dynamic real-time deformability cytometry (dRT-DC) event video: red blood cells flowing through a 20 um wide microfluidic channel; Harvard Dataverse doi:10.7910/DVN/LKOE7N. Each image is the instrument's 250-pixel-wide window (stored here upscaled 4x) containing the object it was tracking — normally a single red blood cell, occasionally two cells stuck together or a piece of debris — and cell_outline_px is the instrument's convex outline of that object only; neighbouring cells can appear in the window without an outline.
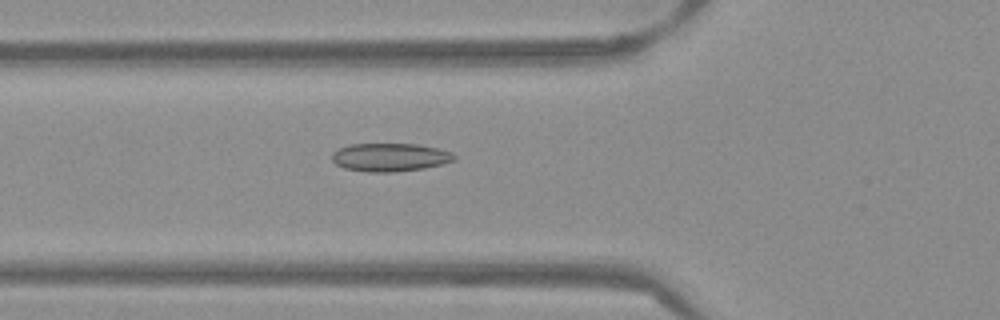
{"species": "Egyptian fruit bat (a non-hibernating species)", "species_latin": "Rousettus aegyptiacus", "temperature_condition": "warm", "stored_images_in_passage": 52, "camera_frame_rate_fps": 3000, "um_per_image_px": 0.085, "frame": {"image": 1, "passage_image": 19, "time_ms": 6.0, "image_size_px": [1000, 320], "cell_outline_px": [[456, 160], [424, 168], [392, 172], [368, 172], [344, 168], [336, 164], [332, 160], [332, 152], [348, 144], [420, 144], [452, 152], [456, 156]], "centroid_in_image_um": [33.14, 13.36], "position_along_channel_um": 92.7, "area_um2": 20.11}}
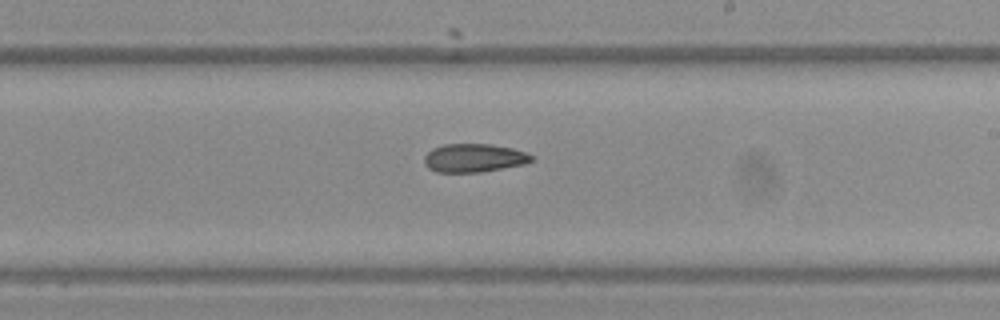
{"frame": {"image": 2, "passage_image": 31, "time_ms": 10.0, "image_size_px": [1000, 320], "cell_outline_px": [[536, 160], [524, 164], [484, 172], [436, 172], [428, 168], [424, 164], [424, 156], [432, 148], [444, 144], [492, 144], [512, 148], [528, 152], [536, 156]], "centroid_in_image_um": [40.34, 13.42], "position_along_channel_um": 248.7, "area_um2": 18.15}}
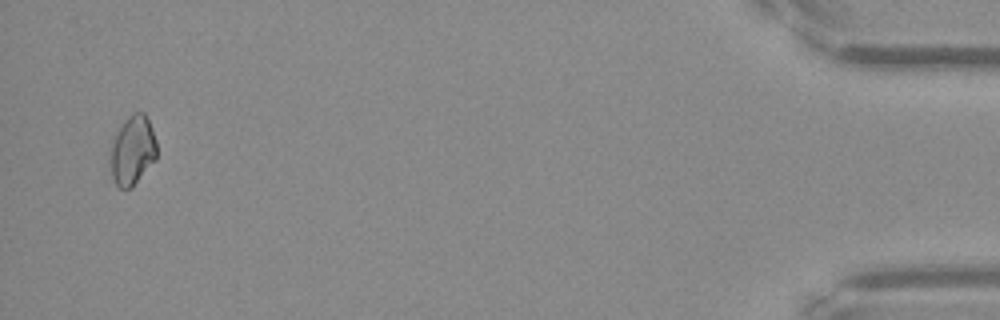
{"frame": {"image": 3, "passage_image": 51, "time_ms": 16.667, "image_size_px": [1000, 320], "cell_outline_px": [[156, 160], [132, 188], [120, 188], [116, 184], [112, 176], [112, 140], [116, 132], [124, 120], [132, 112], [144, 112], [152, 128], [156, 140]], "centroid_in_image_um": [11.29, 12.77], "position_along_channel_um": 423.9, "area_um2": 18.61}, "authors_computed_cell_mechanics": {"area_um2": 18.5249, "velocity_mm_per_s": 3.8842, "shape_relaxation_time_tau1_ms": null, "shape_relaxation_time_tau2_ms": 2.5299, "deformation_change_tau1": null, "deformation_change_tau2": 0.0646}}